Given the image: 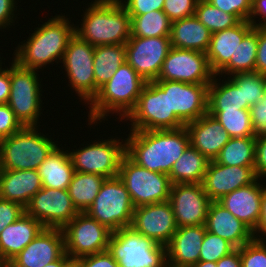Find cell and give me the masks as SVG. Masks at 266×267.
Returning a JSON list of instances; mask_svg holds the SVG:
<instances>
[{
  "instance_id": "6da1fadb",
  "label": "cell",
  "mask_w": 266,
  "mask_h": 267,
  "mask_svg": "<svg viewBox=\"0 0 266 267\" xmlns=\"http://www.w3.org/2000/svg\"><path fill=\"white\" fill-rule=\"evenodd\" d=\"M190 144L186 127L167 130L130 131L125 154L137 165L169 175L174 163Z\"/></svg>"
},
{
  "instance_id": "7a4b0ae2",
  "label": "cell",
  "mask_w": 266,
  "mask_h": 267,
  "mask_svg": "<svg viewBox=\"0 0 266 267\" xmlns=\"http://www.w3.org/2000/svg\"><path fill=\"white\" fill-rule=\"evenodd\" d=\"M64 15L51 16L40 27L29 34L27 41L17 45L13 60L27 69L42 67L62 62L70 39L75 35V25ZM59 62V63H58Z\"/></svg>"
},
{
  "instance_id": "3957f363",
  "label": "cell",
  "mask_w": 266,
  "mask_h": 267,
  "mask_svg": "<svg viewBox=\"0 0 266 267\" xmlns=\"http://www.w3.org/2000/svg\"><path fill=\"white\" fill-rule=\"evenodd\" d=\"M89 4L81 15L82 23L75 25V34L94 47L126 44L131 36V17L120 1L94 0Z\"/></svg>"
},
{
  "instance_id": "277c9868",
  "label": "cell",
  "mask_w": 266,
  "mask_h": 267,
  "mask_svg": "<svg viewBox=\"0 0 266 267\" xmlns=\"http://www.w3.org/2000/svg\"><path fill=\"white\" fill-rule=\"evenodd\" d=\"M146 82L127 62L120 65L88 104V125L96 126L110 113L119 114L118 119L122 122L136 106Z\"/></svg>"
},
{
  "instance_id": "5b68a950",
  "label": "cell",
  "mask_w": 266,
  "mask_h": 267,
  "mask_svg": "<svg viewBox=\"0 0 266 267\" xmlns=\"http://www.w3.org/2000/svg\"><path fill=\"white\" fill-rule=\"evenodd\" d=\"M38 129V126H26L0 140L1 170L38 169L59 143Z\"/></svg>"
},
{
  "instance_id": "8992f818",
  "label": "cell",
  "mask_w": 266,
  "mask_h": 267,
  "mask_svg": "<svg viewBox=\"0 0 266 267\" xmlns=\"http://www.w3.org/2000/svg\"><path fill=\"white\" fill-rule=\"evenodd\" d=\"M108 252L120 267H164L167 261L166 246L124 227L112 232Z\"/></svg>"
},
{
  "instance_id": "52a82bcc",
  "label": "cell",
  "mask_w": 266,
  "mask_h": 267,
  "mask_svg": "<svg viewBox=\"0 0 266 267\" xmlns=\"http://www.w3.org/2000/svg\"><path fill=\"white\" fill-rule=\"evenodd\" d=\"M10 64L11 92L7 104L24 127L39 126L43 114L39 71L23 68L13 59Z\"/></svg>"
},
{
  "instance_id": "ba28073f",
  "label": "cell",
  "mask_w": 266,
  "mask_h": 267,
  "mask_svg": "<svg viewBox=\"0 0 266 267\" xmlns=\"http://www.w3.org/2000/svg\"><path fill=\"white\" fill-rule=\"evenodd\" d=\"M134 205L122 180L106 178L93 204L85 211L112 232L131 227Z\"/></svg>"
},
{
  "instance_id": "9c48e42d",
  "label": "cell",
  "mask_w": 266,
  "mask_h": 267,
  "mask_svg": "<svg viewBox=\"0 0 266 267\" xmlns=\"http://www.w3.org/2000/svg\"><path fill=\"white\" fill-rule=\"evenodd\" d=\"M130 131L179 129L185 124L177 116H169L168 92L154 81H147L134 109L124 119Z\"/></svg>"
},
{
  "instance_id": "30bf717a",
  "label": "cell",
  "mask_w": 266,
  "mask_h": 267,
  "mask_svg": "<svg viewBox=\"0 0 266 267\" xmlns=\"http://www.w3.org/2000/svg\"><path fill=\"white\" fill-rule=\"evenodd\" d=\"M118 177L135 208L169 201L172 185L169 176L137 165L126 154L121 159Z\"/></svg>"
},
{
  "instance_id": "8fae6325",
  "label": "cell",
  "mask_w": 266,
  "mask_h": 267,
  "mask_svg": "<svg viewBox=\"0 0 266 267\" xmlns=\"http://www.w3.org/2000/svg\"><path fill=\"white\" fill-rule=\"evenodd\" d=\"M118 138L95 140L85 147L69 151L74 171L98 174L105 178L118 176L120 162L125 155V140Z\"/></svg>"
},
{
  "instance_id": "7c38bea8",
  "label": "cell",
  "mask_w": 266,
  "mask_h": 267,
  "mask_svg": "<svg viewBox=\"0 0 266 267\" xmlns=\"http://www.w3.org/2000/svg\"><path fill=\"white\" fill-rule=\"evenodd\" d=\"M65 252L72 258L101 253L108 250L112 231L91 218L86 212H79L62 228Z\"/></svg>"
},
{
  "instance_id": "4fadbf2b",
  "label": "cell",
  "mask_w": 266,
  "mask_h": 267,
  "mask_svg": "<svg viewBox=\"0 0 266 267\" xmlns=\"http://www.w3.org/2000/svg\"><path fill=\"white\" fill-rule=\"evenodd\" d=\"M94 49V46L75 34L70 39L61 62L67 72L70 89H73L85 104H89L95 97Z\"/></svg>"
},
{
  "instance_id": "5bb4252c",
  "label": "cell",
  "mask_w": 266,
  "mask_h": 267,
  "mask_svg": "<svg viewBox=\"0 0 266 267\" xmlns=\"http://www.w3.org/2000/svg\"><path fill=\"white\" fill-rule=\"evenodd\" d=\"M25 213L38 220L44 228L62 229L79 211L74 206L68 189L43 187L30 199Z\"/></svg>"
},
{
  "instance_id": "9a60e30c",
  "label": "cell",
  "mask_w": 266,
  "mask_h": 267,
  "mask_svg": "<svg viewBox=\"0 0 266 267\" xmlns=\"http://www.w3.org/2000/svg\"><path fill=\"white\" fill-rule=\"evenodd\" d=\"M214 75L206 53L171 47L156 80L210 84Z\"/></svg>"
},
{
  "instance_id": "2e32d148",
  "label": "cell",
  "mask_w": 266,
  "mask_h": 267,
  "mask_svg": "<svg viewBox=\"0 0 266 267\" xmlns=\"http://www.w3.org/2000/svg\"><path fill=\"white\" fill-rule=\"evenodd\" d=\"M168 92L169 116H177L185 125L207 113L209 84H192L170 80H154Z\"/></svg>"
},
{
  "instance_id": "e0dca14e",
  "label": "cell",
  "mask_w": 266,
  "mask_h": 267,
  "mask_svg": "<svg viewBox=\"0 0 266 267\" xmlns=\"http://www.w3.org/2000/svg\"><path fill=\"white\" fill-rule=\"evenodd\" d=\"M126 62L146 81L158 78L171 49L170 36H130L125 44Z\"/></svg>"
},
{
  "instance_id": "ac0fdd59",
  "label": "cell",
  "mask_w": 266,
  "mask_h": 267,
  "mask_svg": "<svg viewBox=\"0 0 266 267\" xmlns=\"http://www.w3.org/2000/svg\"><path fill=\"white\" fill-rule=\"evenodd\" d=\"M169 202L178 228L205 225L211 200L201 183L172 184Z\"/></svg>"
},
{
  "instance_id": "d6986e66",
  "label": "cell",
  "mask_w": 266,
  "mask_h": 267,
  "mask_svg": "<svg viewBox=\"0 0 266 267\" xmlns=\"http://www.w3.org/2000/svg\"><path fill=\"white\" fill-rule=\"evenodd\" d=\"M131 227L163 246L170 243L178 229L169 201L136 207Z\"/></svg>"
},
{
  "instance_id": "ffe728a7",
  "label": "cell",
  "mask_w": 266,
  "mask_h": 267,
  "mask_svg": "<svg viewBox=\"0 0 266 267\" xmlns=\"http://www.w3.org/2000/svg\"><path fill=\"white\" fill-rule=\"evenodd\" d=\"M65 253L62 229L43 228L10 263L15 267H44Z\"/></svg>"
},
{
  "instance_id": "44dd1931",
  "label": "cell",
  "mask_w": 266,
  "mask_h": 267,
  "mask_svg": "<svg viewBox=\"0 0 266 267\" xmlns=\"http://www.w3.org/2000/svg\"><path fill=\"white\" fill-rule=\"evenodd\" d=\"M256 179L254 167H231L212 160L208 164L201 184L209 199L218 201L222 196L249 185Z\"/></svg>"
},
{
  "instance_id": "7402d4cb",
  "label": "cell",
  "mask_w": 266,
  "mask_h": 267,
  "mask_svg": "<svg viewBox=\"0 0 266 267\" xmlns=\"http://www.w3.org/2000/svg\"><path fill=\"white\" fill-rule=\"evenodd\" d=\"M262 180L257 178L253 183L240 187L217 201L252 231L256 229L261 214L262 192L265 187L261 184Z\"/></svg>"
},
{
  "instance_id": "603a6c76",
  "label": "cell",
  "mask_w": 266,
  "mask_h": 267,
  "mask_svg": "<svg viewBox=\"0 0 266 267\" xmlns=\"http://www.w3.org/2000/svg\"><path fill=\"white\" fill-rule=\"evenodd\" d=\"M190 144L209 161L215 160L231 138L222 125L208 112L185 125Z\"/></svg>"
},
{
  "instance_id": "cb8c5ba5",
  "label": "cell",
  "mask_w": 266,
  "mask_h": 267,
  "mask_svg": "<svg viewBox=\"0 0 266 267\" xmlns=\"http://www.w3.org/2000/svg\"><path fill=\"white\" fill-rule=\"evenodd\" d=\"M205 228L235 248H240L254 239L253 231L217 201H211L209 204Z\"/></svg>"
},
{
  "instance_id": "d4e9b609",
  "label": "cell",
  "mask_w": 266,
  "mask_h": 267,
  "mask_svg": "<svg viewBox=\"0 0 266 267\" xmlns=\"http://www.w3.org/2000/svg\"><path fill=\"white\" fill-rule=\"evenodd\" d=\"M205 233V225L179 227L166 246L167 262L189 267L197 263Z\"/></svg>"
},
{
  "instance_id": "484cf974",
  "label": "cell",
  "mask_w": 266,
  "mask_h": 267,
  "mask_svg": "<svg viewBox=\"0 0 266 267\" xmlns=\"http://www.w3.org/2000/svg\"><path fill=\"white\" fill-rule=\"evenodd\" d=\"M253 27L249 21H240L234 27L211 34L206 54L210 68L215 75L229 63L238 45Z\"/></svg>"
},
{
  "instance_id": "4316f807",
  "label": "cell",
  "mask_w": 266,
  "mask_h": 267,
  "mask_svg": "<svg viewBox=\"0 0 266 267\" xmlns=\"http://www.w3.org/2000/svg\"><path fill=\"white\" fill-rule=\"evenodd\" d=\"M37 170H0V198L18 203L24 208L42 189Z\"/></svg>"
},
{
  "instance_id": "83f0119b",
  "label": "cell",
  "mask_w": 266,
  "mask_h": 267,
  "mask_svg": "<svg viewBox=\"0 0 266 267\" xmlns=\"http://www.w3.org/2000/svg\"><path fill=\"white\" fill-rule=\"evenodd\" d=\"M44 228L32 216L23 213L0 233V253L7 262L16 257Z\"/></svg>"
},
{
  "instance_id": "f1b7e54d",
  "label": "cell",
  "mask_w": 266,
  "mask_h": 267,
  "mask_svg": "<svg viewBox=\"0 0 266 267\" xmlns=\"http://www.w3.org/2000/svg\"><path fill=\"white\" fill-rule=\"evenodd\" d=\"M211 34L195 15L186 17L172 22L171 47L206 53L210 45Z\"/></svg>"
},
{
  "instance_id": "f546056e",
  "label": "cell",
  "mask_w": 266,
  "mask_h": 267,
  "mask_svg": "<svg viewBox=\"0 0 266 267\" xmlns=\"http://www.w3.org/2000/svg\"><path fill=\"white\" fill-rule=\"evenodd\" d=\"M60 146L57 145L37 169L45 188L68 189L75 172L69 149L64 151Z\"/></svg>"
},
{
  "instance_id": "4dcf8cb0",
  "label": "cell",
  "mask_w": 266,
  "mask_h": 267,
  "mask_svg": "<svg viewBox=\"0 0 266 267\" xmlns=\"http://www.w3.org/2000/svg\"><path fill=\"white\" fill-rule=\"evenodd\" d=\"M209 162L203 154L189 144L168 175L171 184L202 183Z\"/></svg>"
},
{
  "instance_id": "1f68e13d",
  "label": "cell",
  "mask_w": 266,
  "mask_h": 267,
  "mask_svg": "<svg viewBox=\"0 0 266 267\" xmlns=\"http://www.w3.org/2000/svg\"><path fill=\"white\" fill-rule=\"evenodd\" d=\"M125 62V44L95 46L93 62L95 96L99 88L108 82L120 65Z\"/></svg>"
},
{
  "instance_id": "d6a6232c",
  "label": "cell",
  "mask_w": 266,
  "mask_h": 267,
  "mask_svg": "<svg viewBox=\"0 0 266 267\" xmlns=\"http://www.w3.org/2000/svg\"><path fill=\"white\" fill-rule=\"evenodd\" d=\"M220 80L214 75L208 86L207 110L243 109L242 89L230 77L223 76L222 82Z\"/></svg>"
},
{
  "instance_id": "836d02e7",
  "label": "cell",
  "mask_w": 266,
  "mask_h": 267,
  "mask_svg": "<svg viewBox=\"0 0 266 267\" xmlns=\"http://www.w3.org/2000/svg\"><path fill=\"white\" fill-rule=\"evenodd\" d=\"M258 48V26L253 27L238 45L229 63L217 74L224 77L240 73L254 72ZM222 75V76H221Z\"/></svg>"
},
{
  "instance_id": "e575fe53",
  "label": "cell",
  "mask_w": 266,
  "mask_h": 267,
  "mask_svg": "<svg viewBox=\"0 0 266 267\" xmlns=\"http://www.w3.org/2000/svg\"><path fill=\"white\" fill-rule=\"evenodd\" d=\"M105 179L98 174L74 172L68 192L79 212H85L93 204Z\"/></svg>"
},
{
  "instance_id": "d590c367",
  "label": "cell",
  "mask_w": 266,
  "mask_h": 267,
  "mask_svg": "<svg viewBox=\"0 0 266 267\" xmlns=\"http://www.w3.org/2000/svg\"><path fill=\"white\" fill-rule=\"evenodd\" d=\"M255 149L254 137L230 138L214 161L231 167H254Z\"/></svg>"
},
{
  "instance_id": "8d00e7d4",
  "label": "cell",
  "mask_w": 266,
  "mask_h": 267,
  "mask_svg": "<svg viewBox=\"0 0 266 267\" xmlns=\"http://www.w3.org/2000/svg\"><path fill=\"white\" fill-rule=\"evenodd\" d=\"M129 16L131 17V36H170L172 22L163 10H155L142 15Z\"/></svg>"
},
{
  "instance_id": "74e56055",
  "label": "cell",
  "mask_w": 266,
  "mask_h": 267,
  "mask_svg": "<svg viewBox=\"0 0 266 267\" xmlns=\"http://www.w3.org/2000/svg\"><path fill=\"white\" fill-rule=\"evenodd\" d=\"M231 138L254 137L249 110H207Z\"/></svg>"
},
{
  "instance_id": "f35d334b",
  "label": "cell",
  "mask_w": 266,
  "mask_h": 267,
  "mask_svg": "<svg viewBox=\"0 0 266 267\" xmlns=\"http://www.w3.org/2000/svg\"><path fill=\"white\" fill-rule=\"evenodd\" d=\"M195 16L211 33L236 26L240 20L233 14L226 13L206 0H198Z\"/></svg>"
},
{
  "instance_id": "ab89813d",
  "label": "cell",
  "mask_w": 266,
  "mask_h": 267,
  "mask_svg": "<svg viewBox=\"0 0 266 267\" xmlns=\"http://www.w3.org/2000/svg\"><path fill=\"white\" fill-rule=\"evenodd\" d=\"M230 78L242 89L243 109L249 110L250 106L263 99L266 76L258 72L240 73Z\"/></svg>"
},
{
  "instance_id": "60d3db41",
  "label": "cell",
  "mask_w": 266,
  "mask_h": 267,
  "mask_svg": "<svg viewBox=\"0 0 266 267\" xmlns=\"http://www.w3.org/2000/svg\"><path fill=\"white\" fill-rule=\"evenodd\" d=\"M235 249L236 248L225 239L206 230L201 245L199 260L217 262Z\"/></svg>"
},
{
  "instance_id": "b9f144b4",
  "label": "cell",
  "mask_w": 266,
  "mask_h": 267,
  "mask_svg": "<svg viewBox=\"0 0 266 267\" xmlns=\"http://www.w3.org/2000/svg\"><path fill=\"white\" fill-rule=\"evenodd\" d=\"M238 249L241 267H266V240L253 239Z\"/></svg>"
},
{
  "instance_id": "7bdbcfd3",
  "label": "cell",
  "mask_w": 266,
  "mask_h": 267,
  "mask_svg": "<svg viewBox=\"0 0 266 267\" xmlns=\"http://www.w3.org/2000/svg\"><path fill=\"white\" fill-rule=\"evenodd\" d=\"M198 0H165L163 12L171 22L195 15Z\"/></svg>"
},
{
  "instance_id": "ee69618b",
  "label": "cell",
  "mask_w": 266,
  "mask_h": 267,
  "mask_svg": "<svg viewBox=\"0 0 266 267\" xmlns=\"http://www.w3.org/2000/svg\"><path fill=\"white\" fill-rule=\"evenodd\" d=\"M218 9L235 15L240 21H249L252 0H206Z\"/></svg>"
},
{
  "instance_id": "f6af8a7d",
  "label": "cell",
  "mask_w": 266,
  "mask_h": 267,
  "mask_svg": "<svg viewBox=\"0 0 266 267\" xmlns=\"http://www.w3.org/2000/svg\"><path fill=\"white\" fill-rule=\"evenodd\" d=\"M23 127L10 106L8 104H0V140L10 137Z\"/></svg>"
},
{
  "instance_id": "bcb514c9",
  "label": "cell",
  "mask_w": 266,
  "mask_h": 267,
  "mask_svg": "<svg viewBox=\"0 0 266 267\" xmlns=\"http://www.w3.org/2000/svg\"><path fill=\"white\" fill-rule=\"evenodd\" d=\"M129 15H142L155 10H163L165 0H119Z\"/></svg>"
},
{
  "instance_id": "7dc6e473",
  "label": "cell",
  "mask_w": 266,
  "mask_h": 267,
  "mask_svg": "<svg viewBox=\"0 0 266 267\" xmlns=\"http://www.w3.org/2000/svg\"><path fill=\"white\" fill-rule=\"evenodd\" d=\"M23 213H25V208L22 205L0 198V233Z\"/></svg>"
},
{
  "instance_id": "c3c4849f",
  "label": "cell",
  "mask_w": 266,
  "mask_h": 267,
  "mask_svg": "<svg viewBox=\"0 0 266 267\" xmlns=\"http://www.w3.org/2000/svg\"><path fill=\"white\" fill-rule=\"evenodd\" d=\"M250 116L253 127L254 138L266 136V104L260 100L250 106Z\"/></svg>"
},
{
  "instance_id": "681fc988",
  "label": "cell",
  "mask_w": 266,
  "mask_h": 267,
  "mask_svg": "<svg viewBox=\"0 0 266 267\" xmlns=\"http://www.w3.org/2000/svg\"><path fill=\"white\" fill-rule=\"evenodd\" d=\"M82 267H120L107 251L81 257Z\"/></svg>"
},
{
  "instance_id": "f907efd6",
  "label": "cell",
  "mask_w": 266,
  "mask_h": 267,
  "mask_svg": "<svg viewBox=\"0 0 266 267\" xmlns=\"http://www.w3.org/2000/svg\"><path fill=\"white\" fill-rule=\"evenodd\" d=\"M254 171L257 178L266 177V136L256 138Z\"/></svg>"
},
{
  "instance_id": "816d5d0a",
  "label": "cell",
  "mask_w": 266,
  "mask_h": 267,
  "mask_svg": "<svg viewBox=\"0 0 266 267\" xmlns=\"http://www.w3.org/2000/svg\"><path fill=\"white\" fill-rule=\"evenodd\" d=\"M16 2H17L16 0H0V30L1 31L2 29L5 30L6 28L8 30L10 26L15 25L13 23H15L17 15H18L16 14L17 12L16 5L18 4Z\"/></svg>"
},
{
  "instance_id": "f5cc1de1",
  "label": "cell",
  "mask_w": 266,
  "mask_h": 267,
  "mask_svg": "<svg viewBox=\"0 0 266 267\" xmlns=\"http://www.w3.org/2000/svg\"><path fill=\"white\" fill-rule=\"evenodd\" d=\"M255 72L266 76V26H258Z\"/></svg>"
},
{
  "instance_id": "db71d44e",
  "label": "cell",
  "mask_w": 266,
  "mask_h": 267,
  "mask_svg": "<svg viewBox=\"0 0 266 267\" xmlns=\"http://www.w3.org/2000/svg\"><path fill=\"white\" fill-rule=\"evenodd\" d=\"M262 20H257L259 18ZM259 21V23H258ZM249 22L254 26H266V0H252V11L249 17ZM257 22V23H256Z\"/></svg>"
},
{
  "instance_id": "11a10c76",
  "label": "cell",
  "mask_w": 266,
  "mask_h": 267,
  "mask_svg": "<svg viewBox=\"0 0 266 267\" xmlns=\"http://www.w3.org/2000/svg\"><path fill=\"white\" fill-rule=\"evenodd\" d=\"M253 236L257 240H266V184L262 192L261 214L256 229L253 231Z\"/></svg>"
},
{
  "instance_id": "9f6ffc18",
  "label": "cell",
  "mask_w": 266,
  "mask_h": 267,
  "mask_svg": "<svg viewBox=\"0 0 266 267\" xmlns=\"http://www.w3.org/2000/svg\"><path fill=\"white\" fill-rule=\"evenodd\" d=\"M11 92L10 67L0 69V104H7Z\"/></svg>"
},
{
  "instance_id": "6f0895ef",
  "label": "cell",
  "mask_w": 266,
  "mask_h": 267,
  "mask_svg": "<svg viewBox=\"0 0 266 267\" xmlns=\"http://www.w3.org/2000/svg\"><path fill=\"white\" fill-rule=\"evenodd\" d=\"M217 267H241L240 251L236 248L230 254L222 257L217 262Z\"/></svg>"
},
{
  "instance_id": "680465c9",
  "label": "cell",
  "mask_w": 266,
  "mask_h": 267,
  "mask_svg": "<svg viewBox=\"0 0 266 267\" xmlns=\"http://www.w3.org/2000/svg\"><path fill=\"white\" fill-rule=\"evenodd\" d=\"M62 267H82V259L69 257Z\"/></svg>"
},
{
  "instance_id": "91938a15",
  "label": "cell",
  "mask_w": 266,
  "mask_h": 267,
  "mask_svg": "<svg viewBox=\"0 0 266 267\" xmlns=\"http://www.w3.org/2000/svg\"><path fill=\"white\" fill-rule=\"evenodd\" d=\"M70 256L65 252L59 259L55 260L52 263L45 265L44 267H62L63 263L69 258Z\"/></svg>"
},
{
  "instance_id": "94428289",
  "label": "cell",
  "mask_w": 266,
  "mask_h": 267,
  "mask_svg": "<svg viewBox=\"0 0 266 267\" xmlns=\"http://www.w3.org/2000/svg\"><path fill=\"white\" fill-rule=\"evenodd\" d=\"M191 267H217V264L216 262L199 260L197 263L193 264Z\"/></svg>"
},
{
  "instance_id": "6125c7cd",
  "label": "cell",
  "mask_w": 266,
  "mask_h": 267,
  "mask_svg": "<svg viewBox=\"0 0 266 267\" xmlns=\"http://www.w3.org/2000/svg\"><path fill=\"white\" fill-rule=\"evenodd\" d=\"M7 261L3 257V255L0 253V267H5Z\"/></svg>"
},
{
  "instance_id": "be15d7a7",
  "label": "cell",
  "mask_w": 266,
  "mask_h": 267,
  "mask_svg": "<svg viewBox=\"0 0 266 267\" xmlns=\"http://www.w3.org/2000/svg\"><path fill=\"white\" fill-rule=\"evenodd\" d=\"M164 267H189V266H177L166 261Z\"/></svg>"
},
{
  "instance_id": "e7e4bbea",
  "label": "cell",
  "mask_w": 266,
  "mask_h": 267,
  "mask_svg": "<svg viewBox=\"0 0 266 267\" xmlns=\"http://www.w3.org/2000/svg\"><path fill=\"white\" fill-rule=\"evenodd\" d=\"M263 104H266V83H265V89L263 94V99L261 100Z\"/></svg>"
},
{
  "instance_id": "03108f58",
  "label": "cell",
  "mask_w": 266,
  "mask_h": 267,
  "mask_svg": "<svg viewBox=\"0 0 266 267\" xmlns=\"http://www.w3.org/2000/svg\"><path fill=\"white\" fill-rule=\"evenodd\" d=\"M5 267H15L14 265H12L10 262H7Z\"/></svg>"
},
{
  "instance_id": "003e7915",
  "label": "cell",
  "mask_w": 266,
  "mask_h": 267,
  "mask_svg": "<svg viewBox=\"0 0 266 267\" xmlns=\"http://www.w3.org/2000/svg\"><path fill=\"white\" fill-rule=\"evenodd\" d=\"M2 58H1V56H0V69H2V60H1Z\"/></svg>"
}]
</instances>
